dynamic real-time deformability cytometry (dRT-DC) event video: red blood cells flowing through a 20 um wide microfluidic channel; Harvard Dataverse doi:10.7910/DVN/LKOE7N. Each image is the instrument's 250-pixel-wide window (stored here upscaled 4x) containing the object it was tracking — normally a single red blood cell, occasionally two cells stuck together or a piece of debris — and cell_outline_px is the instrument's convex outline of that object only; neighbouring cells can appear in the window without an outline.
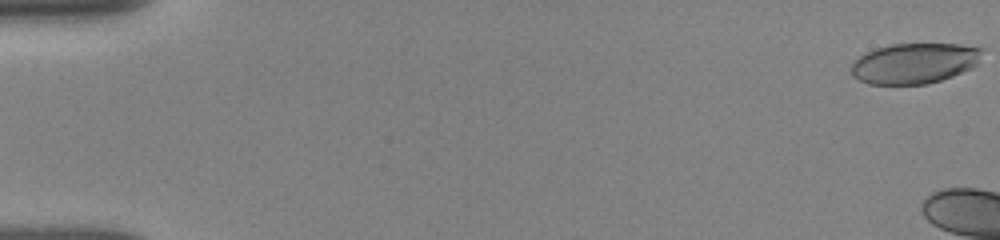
{"species": "human", "species_latin": "Homo sapiens", "temperature_condition": "room temperature", "stored_images_in_passage": 5, "camera_frame_rate_fps": 3000, "um_per_image_px": 0.085, "donor": {"sex": "female"}, "frame": {"image": 1, "passage_image": 1, "time_ms": 0.0, "image_size_px": [1000, 240], "cell_outline_px": [[984, 48], [976, 64], [972, 68], [952, 76], [940, 80], [924, 84], [868, 84], [852, 76], [852, 64], [864, 52], [876, 48], [892, 44], [960, 44]], "centroid_in_image_um": [77.72, 5.37], "position_along_channel_um": 7.3, "area_um2": 30.75}}